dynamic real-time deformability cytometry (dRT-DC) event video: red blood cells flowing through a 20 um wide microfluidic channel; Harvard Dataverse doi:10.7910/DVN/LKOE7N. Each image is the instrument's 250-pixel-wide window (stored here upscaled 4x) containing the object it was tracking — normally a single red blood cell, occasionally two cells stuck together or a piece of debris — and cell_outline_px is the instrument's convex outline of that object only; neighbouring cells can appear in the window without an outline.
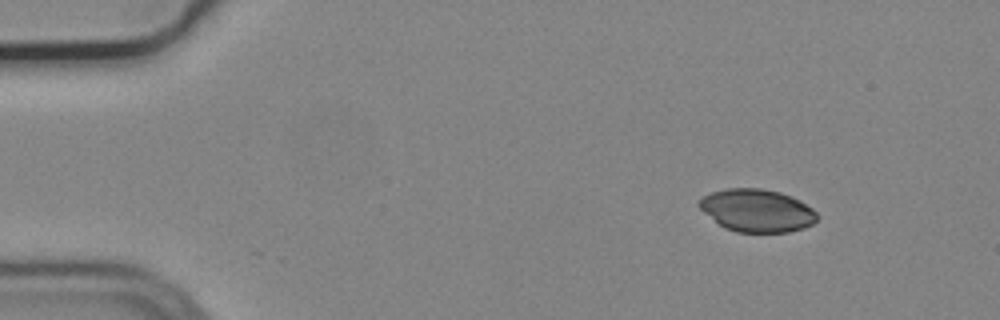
{"species": "common noctule bat (a hibernating species)", "species_latin": "Nyctalus noctula", "temperature_condition": "cold", "stored_images_in_passage": 5, "camera_frame_rate_fps": 3000, "um_per_image_px": 0.085, "animal": {"sex": "male", "body_mass_g": 19.2, "forearm_length_mm": 51.8}, "frame": {"image": 1, "passage_image": 1, "time_ms": 0.0, "image_size_px": [1000, 320], "cell_outline_px": [[816, 220], [812, 224], [804, 228], [788, 232], [736, 232], [724, 228], [704, 212], [696, 204], [704, 196], [712, 192], [728, 188], [760, 188], [780, 192], [792, 196], [800, 200], [812, 208], [816, 212]], "centroid_in_image_um": [64.34, 17.89], "position_along_channel_um": 20.7, "area_um2": 29.3}}